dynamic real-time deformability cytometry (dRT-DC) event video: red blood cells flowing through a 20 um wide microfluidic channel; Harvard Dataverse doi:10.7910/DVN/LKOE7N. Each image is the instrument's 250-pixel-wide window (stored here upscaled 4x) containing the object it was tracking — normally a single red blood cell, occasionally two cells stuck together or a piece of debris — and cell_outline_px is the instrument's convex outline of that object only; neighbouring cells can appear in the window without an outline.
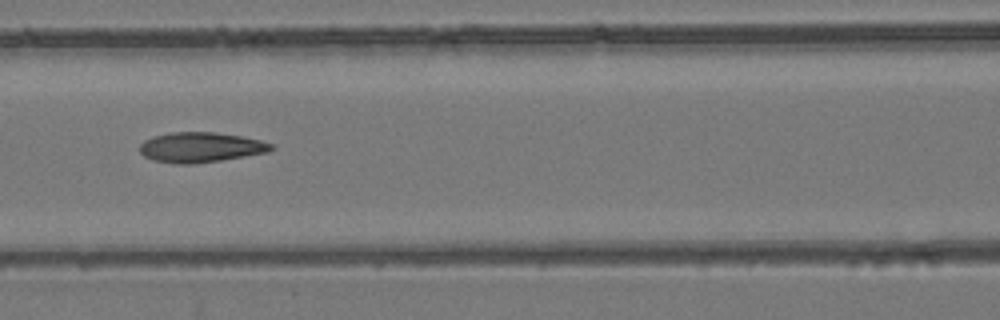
{"species": "common noctule bat (a hibernating species)", "species_latin": "Nyctalus noctula", "temperature_condition": "room temperature", "stored_images_in_passage": 9, "camera_frame_rate_fps": 3000, "um_per_image_px": 0.085, "animal": {"sex": "female", "body_mass_g": 24.6, "forearm_length_mm": 56.2}, "frame": {"image": 1, "passage_image": 7, "time_ms": 2.0, "image_size_px": [1000, 320], "cell_outline_px": [[276, 148], [268, 152], [220, 160], [192, 164], [176, 164], [156, 160], [144, 156], [140, 152], [140, 144], [144, 140], [152, 136], [172, 132], [216, 132], [240, 136], [260, 140], [272, 144]], "centroid_in_image_um": [17.05, 12.51], "position_along_channel_um": 149.5, "area_um2": 22.95}}
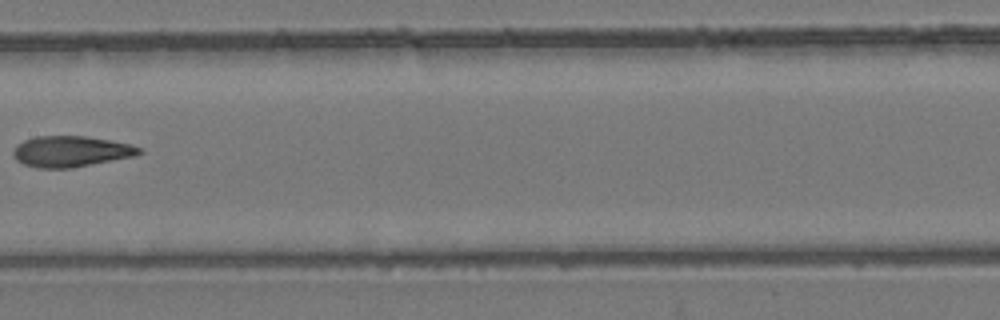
{"frame": {"image": 2, "passage_image": 8, "time_ms": 2.333, "image_size_px": [1000, 320], "cell_outline_px": [[144, 152], [136, 156], [68, 168], [36, 168], [24, 164], [16, 160], [12, 156], [12, 152], [16, 144], [24, 140], [36, 136], [84, 136], [112, 140], [132, 144], [140, 148]], "centroid_in_image_um": [6.02, 12.86], "position_along_channel_um": 201.4, "area_um2": 22.83}}
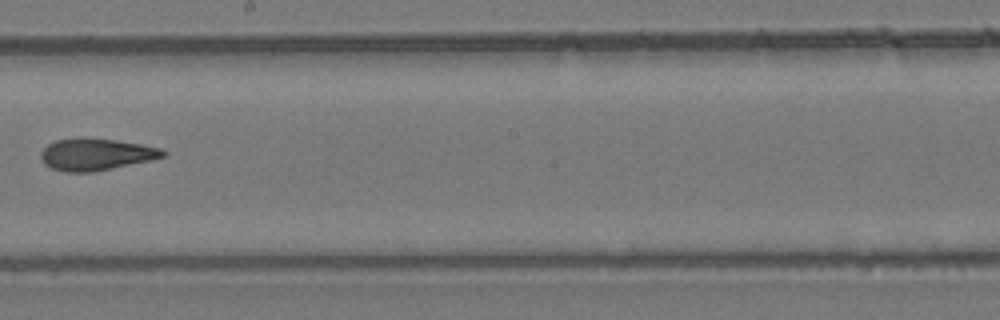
{"frame": {"image": 3, "passage_image": 9, "time_ms": 2.667, "image_size_px": [1000, 320], "cell_outline_px": [[168, 152], [164, 156], [152, 160], [96, 172], [64, 172], [52, 168], [44, 164], [40, 156], [40, 152], [48, 144], [56, 140], [116, 140], [140, 144], [160, 148]], "centroid_in_image_um": [8.18, 13.17], "position_along_channel_um": 240.0, "area_um2": 22.2}}